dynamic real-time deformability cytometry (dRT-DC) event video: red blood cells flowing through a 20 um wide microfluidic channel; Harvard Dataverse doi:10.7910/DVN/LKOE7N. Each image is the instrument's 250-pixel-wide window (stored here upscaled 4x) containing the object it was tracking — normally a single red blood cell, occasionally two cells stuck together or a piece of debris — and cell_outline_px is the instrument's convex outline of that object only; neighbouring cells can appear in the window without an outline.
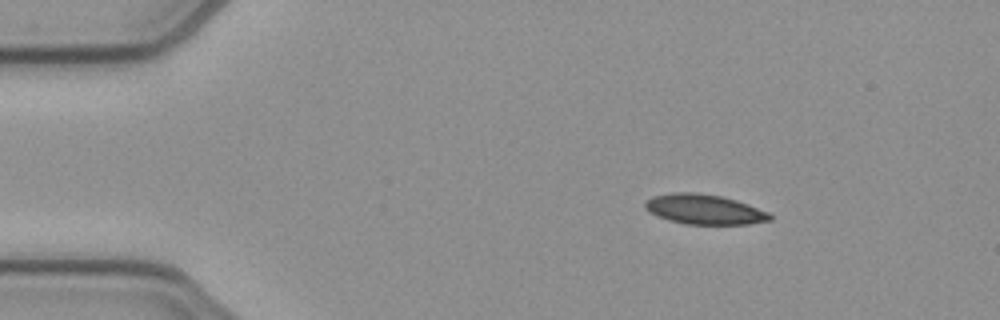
{"species": "common noctule bat (a hibernating species)", "species_latin": "Nyctalus noctula", "temperature_condition": "cold", "stored_images_in_passage": 45, "camera_frame_rate_fps": 3000, "um_per_image_px": 0.085, "animal": {"sex": "female", "body_mass_g": 21.9}, "frame": {"image": 1, "passage_image": 1, "time_ms": 0.0, "image_size_px": [1000, 320], "cell_outline_px": [[772, 220], [748, 224], [684, 224], [668, 220], [656, 216], [648, 212], [644, 208], [644, 200], [652, 196], [672, 192], [696, 192], [720, 196], [736, 200], [748, 204], [768, 212], [772, 216]], "centroid_in_image_um": [59.81, 17.79], "position_along_channel_um": 25.2, "area_um2": 22.02}}
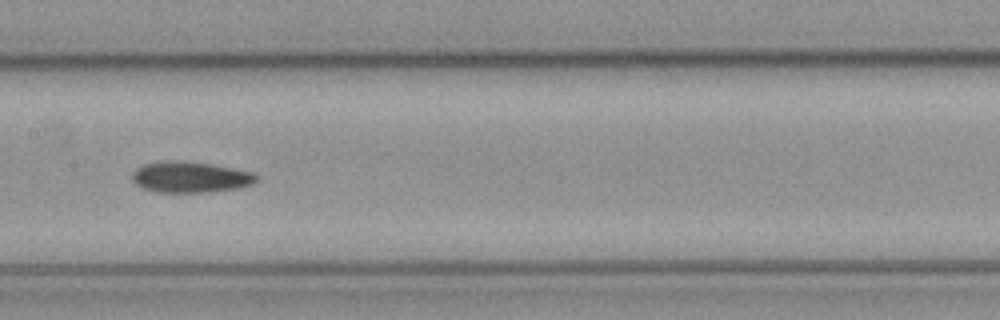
{"frame": {"image": 2, "passage_image": 19, "time_ms": 6.0, "image_size_px": [1000, 320], "cell_outline_px": [[260, 176], [252, 184], [240, 188], [208, 192], [156, 192], [144, 188], [136, 184], [132, 180], [132, 172], [136, 168], [144, 164], [168, 160], [176, 160], [212, 164], [252, 172]], "centroid_in_image_um": [16.18, 15.05], "position_along_channel_um": 191.2, "area_um2": 22.48}}
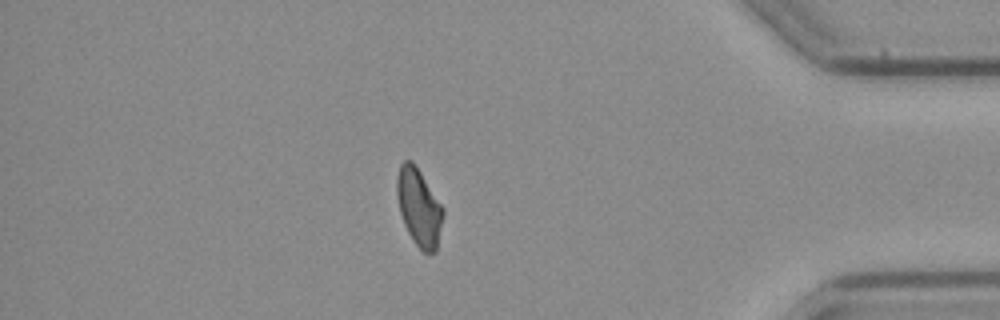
{"frame": {"image": 3, "passage_image": 38, "time_ms": 12.333, "image_size_px": [1000, 320], "cell_outline_px": [[444, 216], [436, 252], [424, 252], [412, 240], [404, 224], [400, 212], [396, 196], [396, 176], [400, 164], [404, 160], [412, 160], [444, 208]], "centroid_in_image_um": [35.6, 17.61], "position_along_channel_um": 399.6, "area_um2": 20.92}}